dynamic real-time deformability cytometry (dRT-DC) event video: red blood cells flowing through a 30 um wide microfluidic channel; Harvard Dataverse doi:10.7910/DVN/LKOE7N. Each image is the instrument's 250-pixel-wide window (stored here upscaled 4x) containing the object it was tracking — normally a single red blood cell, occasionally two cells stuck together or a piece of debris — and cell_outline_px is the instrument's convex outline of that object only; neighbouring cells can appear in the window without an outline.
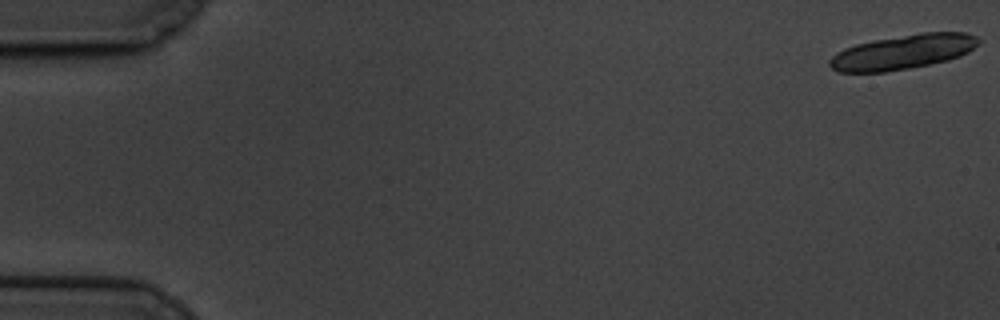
{"species": "common noctule bat (a hibernating species)", "species_latin": "Nyctalus noctula", "temperature_condition": "cold", "stored_images_in_passage": 21, "camera_frame_rate_fps": 3000, "um_per_image_px": 0.085, "animal": {"sex": "male", "body_mass_g": 19.5, "forearm_length_mm": 54.6}, "frame": {"image": 1, "passage_image": 1, "time_ms": 0.0, "image_size_px": [1000, 320], "cell_outline_px": [[980, 44], [968, 52], [960, 56], [948, 60], [908, 68], [884, 72], [840, 72], [832, 68], [828, 64], [828, 60], [836, 52], [844, 48], [856, 44], [872, 40], [924, 32], [964, 32], [976, 36], [980, 40]], "centroid_in_image_um": [76.74, 4.41], "position_along_channel_um": 8.3, "area_um2": 30.0}}